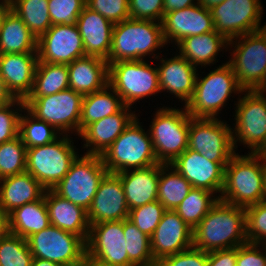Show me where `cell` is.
<instances>
[{"label": "cell", "mask_w": 266, "mask_h": 266, "mask_svg": "<svg viewBox=\"0 0 266 266\" xmlns=\"http://www.w3.org/2000/svg\"><path fill=\"white\" fill-rule=\"evenodd\" d=\"M225 0H198V4L203 6L204 8L211 9L217 4L224 2Z\"/></svg>", "instance_id": "cell-56"}, {"label": "cell", "mask_w": 266, "mask_h": 266, "mask_svg": "<svg viewBox=\"0 0 266 266\" xmlns=\"http://www.w3.org/2000/svg\"><path fill=\"white\" fill-rule=\"evenodd\" d=\"M50 226L49 213L44 196L24 204L8 214L9 232L24 239Z\"/></svg>", "instance_id": "cell-32"}, {"label": "cell", "mask_w": 266, "mask_h": 266, "mask_svg": "<svg viewBox=\"0 0 266 266\" xmlns=\"http://www.w3.org/2000/svg\"><path fill=\"white\" fill-rule=\"evenodd\" d=\"M261 0H225L210 9L215 31L228 40L266 28Z\"/></svg>", "instance_id": "cell-14"}, {"label": "cell", "mask_w": 266, "mask_h": 266, "mask_svg": "<svg viewBox=\"0 0 266 266\" xmlns=\"http://www.w3.org/2000/svg\"><path fill=\"white\" fill-rule=\"evenodd\" d=\"M10 4L36 39L52 26L48 0H10Z\"/></svg>", "instance_id": "cell-36"}, {"label": "cell", "mask_w": 266, "mask_h": 266, "mask_svg": "<svg viewBox=\"0 0 266 266\" xmlns=\"http://www.w3.org/2000/svg\"><path fill=\"white\" fill-rule=\"evenodd\" d=\"M264 194L266 201V154L264 153Z\"/></svg>", "instance_id": "cell-58"}, {"label": "cell", "mask_w": 266, "mask_h": 266, "mask_svg": "<svg viewBox=\"0 0 266 266\" xmlns=\"http://www.w3.org/2000/svg\"><path fill=\"white\" fill-rule=\"evenodd\" d=\"M248 242L266 245V201L245 208Z\"/></svg>", "instance_id": "cell-43"}, {"label": "cell", "mask_w": 266, "mask_h": 266, "mask_svg": "<svg viewBox=\"0 0 266 266\" xmlns=\"http://www.w3.org/2000/svg\"><path fill=\"white\" fill-rule=\"evenodd\" d=\"M24 108L25 103L21 99H15L13 102L0 107V144L19 135L20 112H23Z\"/></svg>", "instance_id": "cell-44"}, {"label": "cell", "mask_w": 266, "mask_h": 266, "mask_svg": "<svg viewBox=\"0 0 266 266\" xmlns=\"http://www.w3.org/2000/svg\"><path fill=\"white\" fill-rule=\"evenodd\" d=\"M67 66L69 88L83 96L100 91L108 85L109 65L104 59L84 56Z\"/></svg>", "instance_id": "cell-27"}, {"label": "cell", "mask_w": 266, "mask_h": 266, "mask_svg": "<svg viewBox=\"0 0 266 266\" xmlns=\"http://www.w3.org/2000/svg\"><path fill=\"white\" fill-rule=\"evenodd\" d=\"M129 211L119 175L107 172L87 210L89 224L125 220Z\"/></svg>", "instance_id": "cell-19"}, {"label": "cell", "mask_w": 266, "mask_h": 266, "mask_svg": "<svg viewBox=\"0 0 266 266\" xmlns=\"http://www.w3.org/2000/svg\"><path fill=\"white\" fill-rule=\"evenodd\" d=\"M86 6L113 24L130 18L129 0H86Z\"/></svg>", "instance_id": "cell-46"}, {"label": "cell", "mask_w": 266, "mask_h": 266, "mask_svg": "<svg viewBox=\"0 0 266 266\" xmlns=\"http://www.w3.org/2000/svg\"><path fill=\"white\" fill-rule=\"evenodd\" d=\"M197 1L198 0H164L163 17H164V14L168 12L188 8L190 6L198 4Z\"/></svg>", "instance_id": "cell-51"}, {"label": "cell", "mask_w": 266, "mask_h": 266, "mask_svg": "<svg viewBox=\"0 0 266 266\" xmlns=\"http://www.w3.org/2000/svg\"><path fill=\"white\" fill-rule=\"evenodd\" d=\"M154 260L180 253L193 246V229L174 210L163 213L150 237Z\"/></svg>", "instance_id": "cell-20"}, {"label": "cell", "mask_w": 266, "mask_h": 266, "mask_svg": "<svg viewBox=\"0 0 266 266\" xmlns=\"http://www.w3.org/2000/svg\"><path fill=\"white\" fill-rule=\"evenodd\" d=\"M216 68L203 78L197 74L194 94L185 106L193 118L217 119L231 94H243L228 62Z\"/></svg>", "instance_id": "cell-4"}, {"label": "cell", "mask_w": 266, "mask_h": 266, "mask_svg": "<svg viewBox=\"0 0 266 266\" xmlns=\"http://www.w3.org/2000/svg\"><path fill=\"white\" fill-rule=\"evenodd\" d=\"M15 98L8 91L4 81L0 78V107L13 102Z\"/></svg>", "instance_id": "cell-52"}, {"label": "cell", "mask_w": 266, "mask_h": 266, "mask_svg": "<svg viewBox=\"0 0 266 266\" xmlns=\"http://www.w3.org/2000/svg\"><path fill=\"white\" fill-rule=\"evenodd\" d=\"M237 247L208 252L207 266H236Z\"/></svg>", "instance_id": "cell-50"}, {"label": "cell", "mask_w": 266, "mask_h": 266, "mask_svg": "<svg viewBox=\"0 0 266 266\" xmlns=\"http://www.w3.org/2000/svg\"><path fill=\"white\" fill-rule=\"evenodd\" d=\"M192 185L170 164L160 163L158 201L166 210H175L185 199Z\"/></svg>", "instance_id": "cell-35"}, {"label": "cell", "mask_w": 266, "mask_h": 266, "mask_svg": "<svg viewBox=\"0 0 266 266\" xmlns=\"http://www.w3.org/2000/svg\"><path fill=\"white\" fill-rule=\"evenodd\" d=\"M26 171V146L18 135L0 144V179Z\"/></svg>", "instance_id": "cell-40"}, {"label": "cell", "mask_w": 266, "mask_h": 266, "mask_svg": "<svg viewBox=\"0 0 266 266\" xmlns=\"http://www.w3.org/2000/svg\"><path fill=\"white\" fill-rule=\"evenodd\" d=\"M163 37L166 44H178L188 36L202 35L214 31L211 11L199 4L164 14Z\"/></svg>", "instance_id": "cell-21"}, {"label": "cell", "mask_w": 266, "mask_h": 266, "mask_svg": "<svg viewBox=\"0 0 266 266\" xmlns=\"http://www.w3.org/2000/svg\"><path fill=\"white\" fill-rule=\"evenodd\" d=\"M62 266H94L93 261L86 255L80 261Z\"/></svg>", "instance_id": "cell-57"}, {"label": "cell", "mask_w": 266, "mask_h": 266, "mask_svg": "<svg viewBox=\"0 0 266 266\" xmlns=\"http://www.w3.org/2000/svg\"><path fill=\"white\" fill-rule=\"evenodd\" d=\"M38 61L37 53L0 55V78L15 99L30 94Z\"/></svg>", "instance_id": "cell-24"}, {"label": "cell", "mask_w": 266, "mask_h": 266, "mask_svg": "<svg viewBox=\"0 0 266 266\" xmlns=\"http://www.w3.org/2000/svg\"><path fill=\"white\" fill-rule=\"evenodd\" d=\"M219 200L244 208L265 201L264 153L237 152L230 159Z\"/></svg>", "instance_id": "cell-2"}, {"label": "cell", "mask_w": 266, "mask_h": 266, "mask_svg": "<svg viewBox=\"0 0 266 266\" xmlns=\"http://www.w3.org/2000/svg\"><path fill=\"white\" fill-rule=\"evenodd\" d=\"M69 88L67 64L38 62L28 97H43Z\"/></svg>", "instance_id": "cell-34"}, {"label": "cell", "mask_w": 266, "mask_h": 266, "mask_svg": "<svg viewBox=\"0 0 266 266\" xmlns=\"http://www.w3.org/2000/svg\"><path fill=\"white\" fill-rule=\"evenodd\" d=\"M121 179L129 209L158 200L160 163L147 168L117 173Z\"/></svg>", "instance_id": "cell-28"}, {"label": "cell", "mask_w": 266, "mask_h": 266, "mask_svg": "<svg viewBox=\"0 0 266 266\" xmlns=\"http://www.w3.org/2000/svg\"><path fill=\"white\" fill-rule=\"evenodd\" d=\"M19 119V136L26 149L43 146L56 140L61 134L49 123L37 119L26 108ZM26 112V113H25Z\"/></svg>", "instance_id": "cell-38"}, {"label": "cell", "mask_w": 266, "mask_h": 266, "mask_svg": "<svg viewBox=\"0 0 266 266\" xmlns=\"http://www.w3.org/2000/svg\"><path fill=\"white\" fill-rule=\"evenodd\" d=\"M165 45L161 22L129 18L114 24L107 62L144 60L150 55L157 59L155 51Z\"/></svg>", "instance_id": "cell-3"}, {"label": "cell", "mask_w": 266, "mask_h": 266, "mask_svg": "<svg viewBox=\"0 0 266 266\" xmlns=\"http://www.w3.org/2000/svg\"><path fill=\"white\" fill-rule=\"evenodd\" d=\"M159 108L149 125L153 149L161 164H171L188 148L190 120L193 118L186 110Z\"/></svg>", "instance_id": "cell-6"}, {"label": "cell", "mask_w": 266, "mask_h": 266, "mask_svg": "<svg viewBox=\"0 0 266 266\" xmlns=\"http://www.w3.org/2000/svg\"><path fill=\"white\" fill-rule=\"evenodd\" d=\"M129 106H124L119 112L89 124L78 137L85 141L84 149L88 155L101 156L122 132L137 117ZM130 109V110H129Z\"/></svg>", "instance_id": "cell-22"}, {"label": "cell", "mask_w": 266, "mask_h": 266, "mask_svg": "<svg viewBox=\"0 0 266 266\" xmlns=\"http://www.w3.org/2000/svg\"><path fill=\"white\" fill-rule=\"evenodd\" d=\"M31 254L35 258L67 265L86 256V242L76 234L50 225L27 239Z\"/></svg>", "instance_id": "cell-16"}, {"label": "cell", "mask_w": 266, "mask_h": 266, "mask_svg": "<svg viewBox=\"0 0 266 266\" xmlns=\"http://www.w3.org/2000/svg\"><path fill=\"white\" fill-rule=\"evenodd\" d=\"M125 105L108 84L104 89L85 95L80 116V133L91 123L119 112Z\"/></svg>", "instance_id": "cell-33"}, {"label": "cell", "mask_w": 266, "mask_h": 266, "mask_svg": "<svg viewBox=\"0 0 266 266\" xmlns=\"http://www.w3.org/2000/svg\"><path fill=\"white\" fill-rule=\"evenodd\" d=\"M76 25L82 37L85 56H94L107 61L112 46L114 24L100 13L85 6Z\"/></svg>", "instance_id": "cell-25"}, {"label": "cell", "mask_w": 266, "mask_h": 266, "mask_svg": "<svg viewBox=\"0 0 266 266\" xmlns=\"http://www.w3.org/2000/svg\"><path fill=\"white\" fill-rule=\"evenodd\" d=\"M52 25L74 24L86 6V0H48Z\"/></svg>", "instance_id": "cell-45"}, {"label": "cell", "mask_w": 266, "mask_h": 266, "mask_svg": "<svg viewBox=\"0 0 266 266\" xmlns=\"http://www.w3.org/2000/svg\"><path fill=\"white\" fill-rule=\"evenodd\" d=\"M138 120L136 117L101 155L108 172L121 173L158 164L149 131L145 132Z\"/></svg>", "instance_id": "cell-5"}, {"label": "cell", "mask_w": 266, "mask_h": 266, "mask_svg": "<svg viewBox=\"0 0 266 266\" xmlns=\"http://www.w3.org/2000/svg\"><path fill=\"white\" fill-rule=\"evenodd\" d=\"M83 95L68 88L43 97H27L25 108L37 119L52 125L65 135H80V116Z\"/></svg>", "instance_id": "cell-10"}, {"label": "cell", "mask_w": 266, "mask_h": 266, "mask_svg": "<svg viewBox=\"0 0 266 266\" xmlns=\"http://www.w3.org/2000/svg\"><path fill=\"white\" fill-rule=\"evenodd\" d=\"M228 162H213L190 149H186L170 165L176 169L193 188H202L221 195L225 167Z\"/></svg>", "instance_id": "cell-18"}, {"label": "cell", "mask_w": 266, "mask_h": 266, "mask_svg": "<svg viewBox=\"0 0 266 266\" xmlns=\"http://www.w3.org/2000/svg\"><path fill=\"white\" fill-rule=\"evenodd\" d=\"M234 49L227 61L243 90H256L266 71V28L229 40Z\"/></svg>", "instance_id": "cell-8"}, {"label": "cell", "mask_w": 266, "mask_h": 266, "mask_svg": "<svg viewBox=\"0 0 266 266\" xmlns=\"http://www.w3.org/2000/svg\"><path fill=\"white\" fill-rule=\"evenodd\" d=\"M33 255L27 240L8 232L0 239V266H31Z\"/></svg>", "instance_id": "cell-41"}, {"label": "cell", "mask_w": 266, "mask_h": 266, "mask_svg": "<svg viewBox=\"0 0 266 266\" xmlns=\"http://www.w3.org/2000/svg\"><path fill=\"white\" fill-rule=\"evenodd\" d=\"M236 266H266V245L246 242L238 246Z\"/></svg>", "instance_id": "cell-49"}, {"label": "cell", "mask_w": 266, "mask_h": 266, "mask_svg": "<svg viewBox=\"0 0 266 266\" xmlns=\"http://www.w3.org/2000/svg\"><path fill=\"white\" fill-rule=\"evenodd\" d=\"M73 144L70 135L60 134L51 143L26 149V171L45 189H53L79 156Z\"/></svg>", "instance_id": "cell-7"}, {"label": "cell", "mask_w": 266, "mask_h": 266, "mask_svg": "<svg viewBox=\"0 0 266 266\" xmlns=\"http://www.w3.org/2000/svg\"><path fill=\"white\" fill-rule=\"evenodd\" d=\"M46 189L27 171L0 179V210L14 209L41 199Z\"/></svg>", "instance_id": "cell-29"}, {"label": "cell", "mask_w": 266, "mask_h": 266, "mask_svg": "<svg viewBox=\"0 0 266 266\" xmlns=\"http://www.w3.org/2000/svg\"><path fill=\"white\" fill-rule=\"evenodd\" d=\"M188 149L213 162H229L236 154L231 127L219 118H192Z\"/></svg>", "instance_id": "cell-13"}, {"label": "cell", "mask_w": 266, "mask_h": 266, "mask_svg": "<svg viewBox=\"0 0 266 266\" xmlns=\"http://www.w3.org/2000/svg\"><path fill=\"white\" fill-rule=\"evenodd\" d=\"M123 220L90 224L86 255L99 266H135L126 251Z\"/></svg>", "instance_id": "cell-15"}, {"label": "cell", "mask_w": 266, "mask_h": 266, "mask_svg": "<svg viewBox=\"0 0 266 266\" xmlns=\"http://www.w3.org/2000/svg\"><path fill=\"white\" fill-rule=\"evenodd\" d=\"M11 9L10 0H0V27L2 25L3 19Z\"/></svg>", "instance_id": "cell-54"}, {"label": "cell", "mask_w": 266, "mask_h": 266, "mask_svg": "<svg viewBox=\"0 0 266 266\" xmlns=\"http://www.w3.org/2000/svg\"><path fill=\"white\" fill-rule=\"evenodd\" d=\"M256 90L266 93V71H265V76H264L263 83Z\"/></svg>", "instance_id": "cell-59"}, {"label": "cell", "mask_w": 266, "mask_h": 266, "mask_svg": "<svg viewBox=\"0 0 266 266\" xmlns=\"http://www.w3.org/2000/svg\"><path fill=\"white\" fill-rule=\"evenodd\" d=\"M44 200L49 213L50 225L76 234L87 242L90 232L87 210L60 197L52 189H46Z\"/></svg>", "instance_id": "cell-26"}, {"label": "cell", "mask_w": 266, "mask_h": 266, "mask_svg": "<svg viewBox=\"0 0 266 266\" xmlns=\"http://www.w3.org/2000/svg\"><path fill=\"white\" fill-rule=\"evenodd\" d=\"M245 208L218 200L193 229V247L204 252L245 244Z\"/></svg>", "instance_id": "cell-1"}, {"label": "cell", "mask_w": 266, "mask_h": 266, "mask_svg": "<svg viewBox=\"0 0 266 266\" xmlns=\"http://www.w3.org/2000/svg\"><path fill=\"white\" fill-rule=\"evenodd\" d=\"M9 232L8 215L0 210V239Z\"/></svg>", "instance_id": "cell-53"}, {"label": "cell", "mask_w": 266, "mask_h": 266, "mask_svg": "<svg viewBox=\"0 0 266 266\" xmlns=\"http://www.w3.org/2000/svg\"><path fill=\"white\" fill-rule=\"evenodd\" d=\"M165 211V207L156 200L131 209L129 211L128 220H130L141 232L151 237Z\"/></svg>", "instance_id": "cell-42"}, {"label": "cell", "mask_w": 266, "mask_h": 266, "mask_svg": "<svg viewBox=\"0 0 266 266\" xmlns=\"http://www.w3.org/2000/svg\"><path fill=\"white\" fill-rule=\"evenodd\" d=\"M208 252L191 247L180 253L159 259L156 266H207Z\"/></svg>", "instance_id": "cell-47"}, {"label": "cell", "mask_w": 266, "mask_h": 266, "mask_svg": "<svg viewBox=\"0 0 266 266\" xmlns=\"http://www.w3.org/2000/svg\"><path fill=\"white\" fill-rule=\"evenodd\" d=\"M164 0H129V16L162 22Z\"/></svg>", "instance_id": "cell-48"}, {"label": "cell", "mask_w": 266, "mask_h": 266, "mask_svg": "<svg viewBox=\"0 0 266 266\" xmlns=\"http://www.w3.org/2000/svg\"><path fill=\"white\" fill-rule=\"evenodd\" d=\"M37 53V39L11 9L0 27V55Z\"/></svg>", "instance_id": "cell-31"}, {"label": "cell", "mask_w": 266, "mask_h": 266, "mask_svg": "<svg viewBox=\"0 0 266 266\" xmlns=\"http://www.w3.org/2000/svg\"><path fill=\"white\" fill-rule=\"evenodd\" d=\"M126 251L135 266H156L152 256L150 237L141 232L130 220H123Z\"/></svg>", "instance_id": "cell-39"}, {"label": "cell", "mask_w": 266, "mask_h": 266, "mask_svg": "<svg viewBox=\"0 0 266 266\" xmlns=\"http://www.w3.org/2000/svg\"><path fill=\"white\" fill-rule=\"evenodd\" d=\"M80 156L52 190L60 197L88 210L102 178L108 171L101 156L88 154Z\"/></svg>", "instance_id": "cell-12"}, {"label": "cell", "mask_w": 266, "mask_h": 266, "mask_svg": "<svg viewBox=\"0 0 266 266\" xmlns=\"http://www.w3.org/2000/svg\"><path fill=\"white\" fill-rule=\"evenodd\" d=\"M228 45L229 40L214 30L202 35L188 36L176 46L178 53L198 68L216 63L218 53L224 51V48L227 51Z\"/></svg>", "instance_id": "cell-30"}, {"label": "cell", "mask_w": 266, "mask_h": 266, "mask_svg": "<svg viewBox=\"0 0 266 266\" xmlns=\"http://www.w3.org/2000/svg\"><path fill=\"white\" fill-rule=\"evenodd\" d=\"M31 266H61L56 262L33 257Z\"/></svg>", "instance_id": "cell-55"}, {"label": "cell", "mask_w": 266, "mask_h": 266, "mask_svg": "<svg viewBox=\"0 0 266 266\" xmlns=\"http://www.w3.org/2000/svg\"><path fill=\"white\" fill-rule=\"evenodd\" d=\"M176 54L170 59L160 58L161 55L157 58L161 63L157 67L159 86L161 93H171L186 106L194 94L198 68L180 54Z\"/></svg>", "instance_id": "cell-23"}, {"label": "cell", "mask_w": 266, "mask_h": 266, "mask_svg": "<svg viewBox=\"0 0 266 266\" xmlns=\"http://www.w3.org/2000/svg\"><path fill=\"white\" fill-rule=\"evenodd\" d=\"M211 191L193 188L185 199L174 210L190 228L194 229L219 200Z\"/></svg>", "instance_id": "cell-37"}, {"label": "cell", "mask_w": 266, "mask_h": 266, "mask_svg": "<svg viewBox=\"0 0 266 266\" xmlns=\"http://www.w3.org/2000/svg\"><path fill=\"white\" fill-rule=\"evenodd\" d=\"M38 62L69 64L84 57L82 37L76 23L52 25L37 39Z\"/></svg>", "instance_id": "cell-17"}, {"label": "cell", "mask_w": 266, "mask_h": 266, "mask_svg": "<svg viewBox=\"0 0 266 266\" xmlns=\"http://www.w3.org/2000/svg\"><path fill=\"white\" fill-rule=\"evenodd\" d=\"M108 84L121 97L123 104L129 107L142 98L161 92L157 67L145 60L109 64Z\"/></svg>", "instance_id": "cell-11"}, {"label": "cell", "mask_w": 266, "mask_h": 266, "mask_svg": "<svg viewBox=\"0 0 266 266\" xmlns=\"http://www.w3.org/2000/svg\"><path fill=\"white\" fill-rule=\"evenodd\" d=\"M243 93L234 104L235 124L231 128L234 148L240 142L250 153H265L266 94L257 90H243Z\"/></svg>", "instance_id": "cell-9"}]
</instances>
